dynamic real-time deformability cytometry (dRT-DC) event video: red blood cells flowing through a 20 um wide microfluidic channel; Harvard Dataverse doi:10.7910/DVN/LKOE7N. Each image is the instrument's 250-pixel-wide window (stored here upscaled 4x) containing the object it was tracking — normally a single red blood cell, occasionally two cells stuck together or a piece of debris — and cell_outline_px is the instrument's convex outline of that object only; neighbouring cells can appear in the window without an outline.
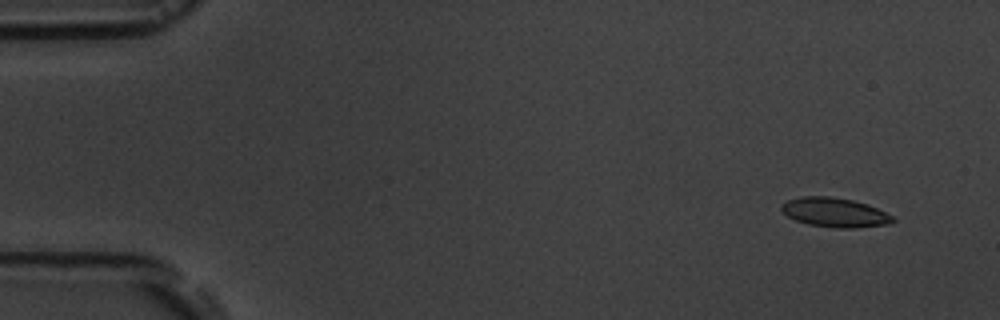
{"species": "common noctule bat (a hibernating species)", "species_latin": "Nyctalus noctula", "temperature_condition": "room temperature", "stored_images_in_passage": 5, "camera_frame_rate_fps": 3000, "um_per_image_px": 0.085, "animal": {"sex": "male", "body_mass_g": 19.5, "forearm_length_mm": 54.6}, "frame": {"image": 1, "passage_image": 1, "time_ms": 0.0, "image_size_px": [1000, 320], "cell_outline_px": [[896, 220], [892, 224], [852, 228], [836, 228], [808, 224], [796, 220], [788, 216], [780, 208], [780, 204], [788, 200], [800, 196], [828, 196], [852, 200], [868, 204], [892, 216]], "centroid_in_image_um": [70.95, 18.06], "position_along_channel_um": 14.0, "area_um2": 19.02}}